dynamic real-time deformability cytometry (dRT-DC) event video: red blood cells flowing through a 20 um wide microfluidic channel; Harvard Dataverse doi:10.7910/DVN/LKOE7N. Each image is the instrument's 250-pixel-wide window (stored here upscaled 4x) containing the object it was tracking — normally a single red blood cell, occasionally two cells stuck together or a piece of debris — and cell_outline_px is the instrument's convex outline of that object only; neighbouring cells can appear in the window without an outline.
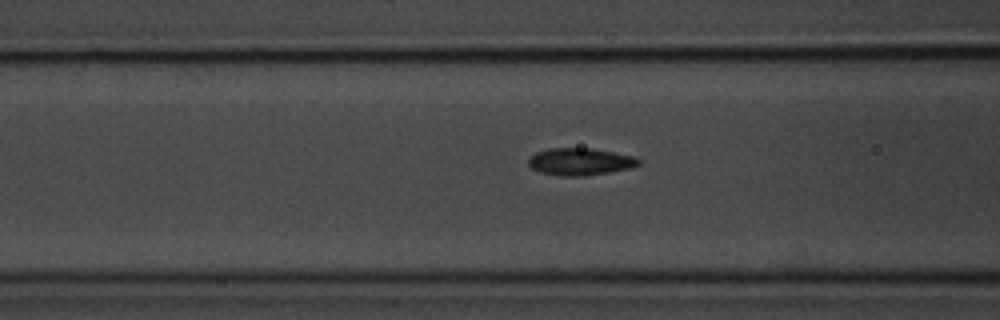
{"species": "common noctule bat (a hibernating species)", "species_latin": "Nyctalus noctula", "temperature_condition": "room temperature", "stored_images_in_passage": 14, "camera_frame_rate_fps": 3000, "um_per_image_px": 0.085, "animal": {"sex": "male", "body_mass_g": 20.1, "forearm_length_mm": 53.5}, "frame": {"image": 1, "passage_image": 12, "time_ms": 3.667, "image_size_px": [1000, 320], "cell_outline_px": [[640, 164], [632, 168], [584, 176], [560, 176], [540, 172], [532, 168], [528, 164], [528, 160], [536, 152], [548, 148], [592, 148], [632, 156], [640, 160]], "centroid_in_image_um": [49.3, 13.74], "position_along_channel_um": 117.3, "area_um2": 17.4}}